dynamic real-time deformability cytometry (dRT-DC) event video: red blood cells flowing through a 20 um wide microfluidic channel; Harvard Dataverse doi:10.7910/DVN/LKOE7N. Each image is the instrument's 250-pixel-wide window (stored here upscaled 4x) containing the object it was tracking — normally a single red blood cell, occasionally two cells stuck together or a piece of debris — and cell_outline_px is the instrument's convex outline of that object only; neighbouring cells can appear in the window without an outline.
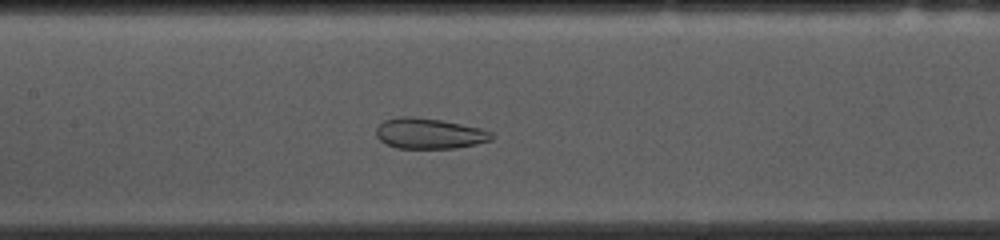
{"species": "common noctule bat (a hibernating species)", "species_latin": "Nyctalus noctula", "temperature_condition": "cold", "stored_images_in_passage": 49, "camera_frame_rate_fps": 3000, "um_per_image_px": 0.085, "animal": {"sex": "female", "body_mass_g": 10.0, "forearm_length_mm": 53.1}, "frame": {"image": 1, "passage_image": 20, "time_ms": 6.333, "image_size_px": [1000, 240], "cell_outline_px": [[496, 136], [492, 140], [476, 144], [456, 148], [396, 148], [380, 140], [376, 136], [376, 128], [384, 120], [400, 116], [412, 116], [440, 120], [480, 128], [492, 132]], "centroid_in_image_um": [36.5, 11.35], "position_along_channel_um": 170.9, "area_um2": 20.58}}
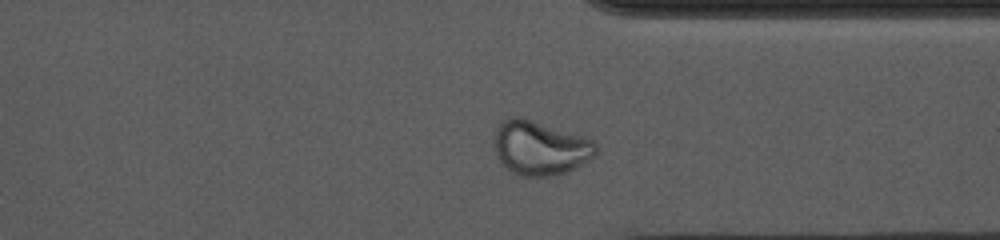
{"frame": {"image": 2, "passage_image": 36, "time_ms": 11.667, "image_size_px": [1000, 240], "cell_outline_px": [[596, 152], [588, 160], [568, 172], [548, 176], [520, 176], [512, 172], [500, 160], [496, 152], [496, 128], [500, 120], [512, 116], [516, 116], [584, 136], [596, 140]], "centroid_in_image_um": [45.92, 12.57], "position_along_channel_um": 365.5, "area_um2": 31.67}}
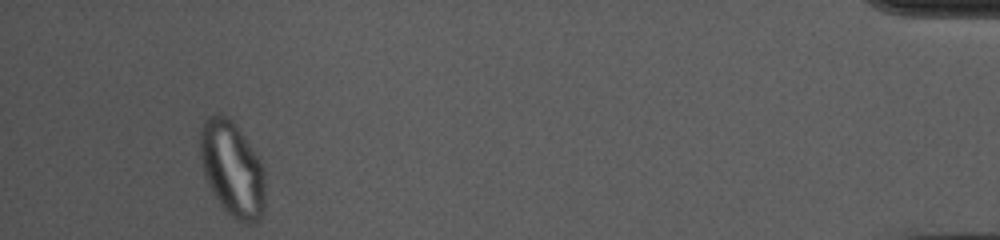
{"frame": {"image": 3, "passage_image": 46, "time_ms": 15.0, "image_size_px": [1000, 240], "cell_outline_px": [[264, 212], [260, 220], [256, 224], [244, 224], [236, 220], [220, 204], [208, 184], [204, 176], [200, 156], [200, 128], [204, 120], [208, 116], [216, 112], [220, 112], [232, 120], [236, 124], [260, 160], [264, 168]], "centroid_in_image_um": [19.74, 14.36], "position_along_channel_um": 415.5, "area_um2": 36.47}}